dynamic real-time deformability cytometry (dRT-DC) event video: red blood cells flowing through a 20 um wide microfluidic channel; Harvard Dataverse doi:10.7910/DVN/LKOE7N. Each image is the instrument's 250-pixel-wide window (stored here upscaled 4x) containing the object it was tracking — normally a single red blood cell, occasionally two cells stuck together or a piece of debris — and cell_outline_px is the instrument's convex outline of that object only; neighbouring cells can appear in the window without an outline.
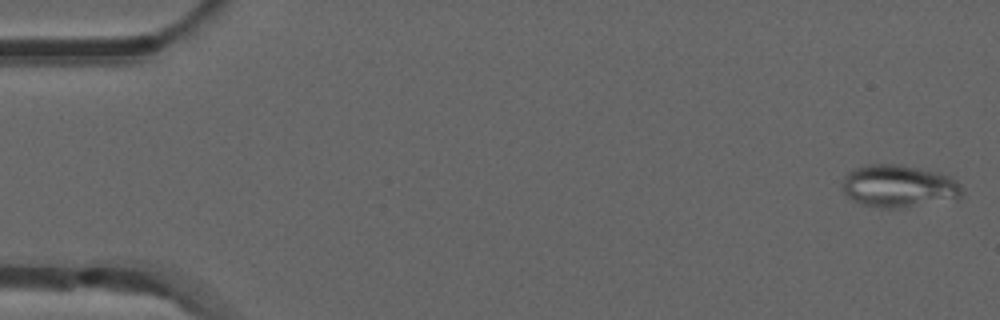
{"species": "common noctule bat (a hibernating species)", "species_latin": "Nyctalus noctula", "temperature_condition": "room temperature", "stored_images_in_passage": 5, "camera_frame_rate_fps": 3000, "um_per_image_px": 0.085, "animal": {"sex": "male", "forearm_length_mm": 52.5}, "frame": {"image": 1, "passage_image": 1, "time_ms": 0.0, "image_size_px": [1000, 320], "cell_outline_px": [[964, 196], [956, 200], [900, 208], [884, 208], [864, 204], [852, 200], [844, 192], [840, 184], [844, 176], [848, 172], [856, 168], [868, 164], [904, 164], [940, 172], [956, 180], [964, 188]], "centroid_in_image_um": [76.45, 15.82], "position_along_channel_um": 8.5, "area_um2": 30.29}}